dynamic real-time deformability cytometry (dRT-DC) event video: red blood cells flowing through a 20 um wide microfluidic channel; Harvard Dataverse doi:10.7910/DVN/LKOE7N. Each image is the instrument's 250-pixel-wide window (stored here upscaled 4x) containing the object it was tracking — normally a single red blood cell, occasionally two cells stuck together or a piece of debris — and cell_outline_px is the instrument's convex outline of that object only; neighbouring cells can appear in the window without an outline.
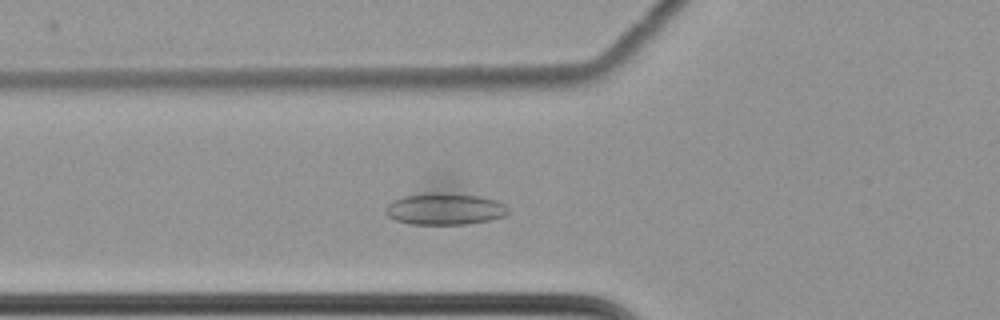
{"species": "common noctule bat (a hibernating species)", "species_latin": "Nyctalus noctula", "temperature_condition": "cold", "stored_images_in_passage": 53, "camera_frame_rate_fps": 3000, "um_per_image_px": 0.085, "animal": {"sex": "female", "body_mass_g": 22.7, "forearm_length_mm": 54.2}, "frame": {"image": 1, "passage_image": 15, "time_ms": 4.667, "image_size_px": [1000, 320], "cell_outline_px": [[508, 212], [504, 216], [488, 220], [464, 224], [408, 224], [396, 220], [388, 216], [388, 204], [392, 200], [424, 176], [432, 172], [448, 172], [456, 176], [504, 204], [508, 208]], "centroid_in_image_um": [37.77, 17.2], "position_along_channel_um": 88.0, "area_um2": 31.21}}
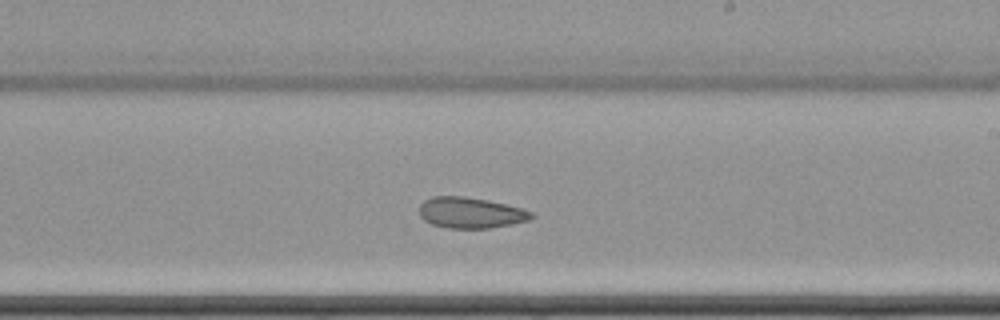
{"frame": {"image": 2, "passage_image": 29, "time_ms": 9.333, "image_size_px": [1000, 320], "cell_outline_px": [[536, 216], [528, 220], [512, 224], [488, 228], [448, 228], [432, 224], [424, 220], [420, 216], [420, 204], [424, 200], [432, 196], [464, 196], [488, 200], [520, 208], [532, 212]], "centroid_in_image_um": [39.98, 18.08], "position_along_channel_um": 249.0, "area_um2": 20.11}}
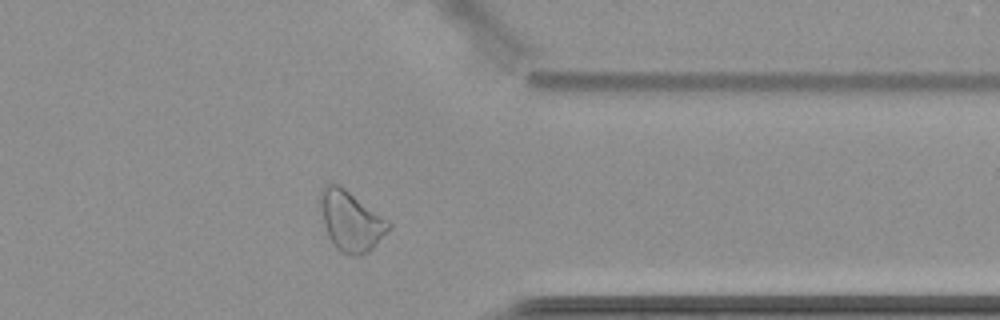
{"frame": {"image": 3, "passage_image": 41, "time_ms": 13.333, "image_size_px": [1000, 320], "cell_outline_px": [[392, 228], [368, 252], [360, 256], [352, 256], [340, 252], [336, 248], [328, 236], [320, 212], [320, 188], [324, 184], [336, 184], [344, 188], [388, 220], [392, 224]], "centroid_in_image_um": [29.81, 18.8], "position_along_channel_um": 381.6, "area_um2": 23.93}}